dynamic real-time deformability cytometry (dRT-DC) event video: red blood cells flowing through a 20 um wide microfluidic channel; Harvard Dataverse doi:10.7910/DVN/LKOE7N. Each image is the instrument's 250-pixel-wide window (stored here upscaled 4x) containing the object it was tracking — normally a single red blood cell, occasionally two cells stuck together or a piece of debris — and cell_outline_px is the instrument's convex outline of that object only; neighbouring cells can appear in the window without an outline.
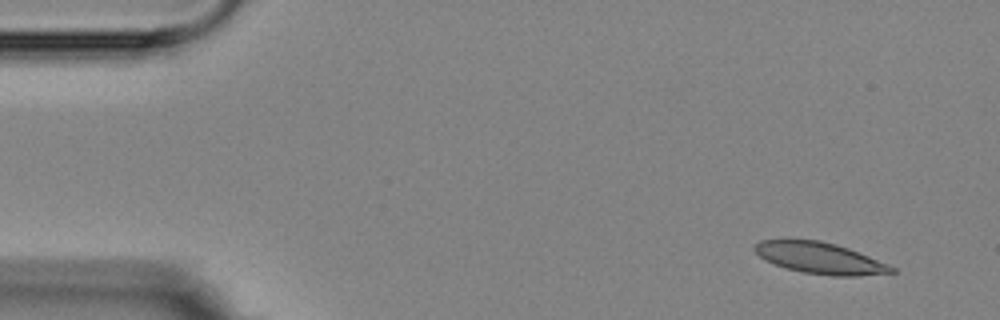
{"species": "Egyptian fruit bat (a non-hibernating species)", "species_latin": "Rousettus aegyptiacus", "temperature_condition": "room temperature", "stored_images_in_passage": 12, "camera_frame_rate_fps": 3000, "um_per_image_px": 0.085, "animal": {"sex": "female"}, "frame": {"image": 1, "passage_image": 1, "time_ms": 0.0, "image_size_px": [1000, 320], "cell_outline_px": [[896, 272], [860, 276], [832, 276], [804, 272], [788, 268], [764, 260], [752, 248], [760, 240], [820, 240], [836, 244], [848, 248], [868, 256], [896, 268]], "centroid_in_image_um": [69.71, 21.94], "position_along_channel_um": 15.3, "area_um2": 24.68}}
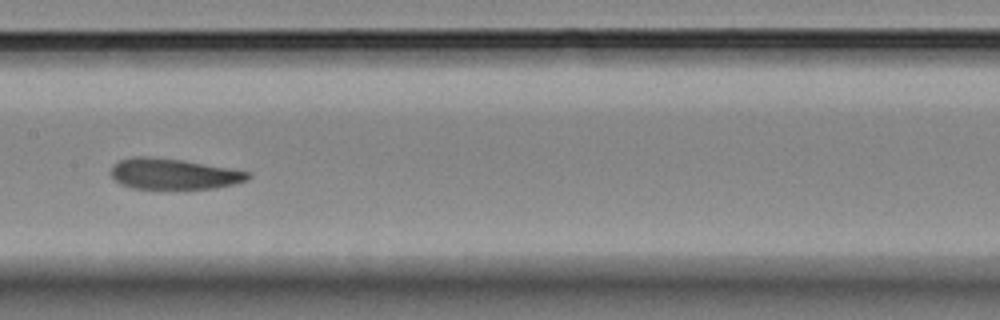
{"frame": {"image": 2, "passage_image": 7, "time_ms": 7.667, "image_size_px": [1000, 320], "cell_outline_px": [[252, 176], [248, 180], [216, 188], [132, 188], [120, 184], [112, 176], [112, 164], [120, 160], [132, 156], [148, 156], [180, 160], [228, 168], [248, 172]], "centroid_in_image_um": [14.72, 14.78], "position_along_channel_um": 192.7, "area_um2": 24.22}}
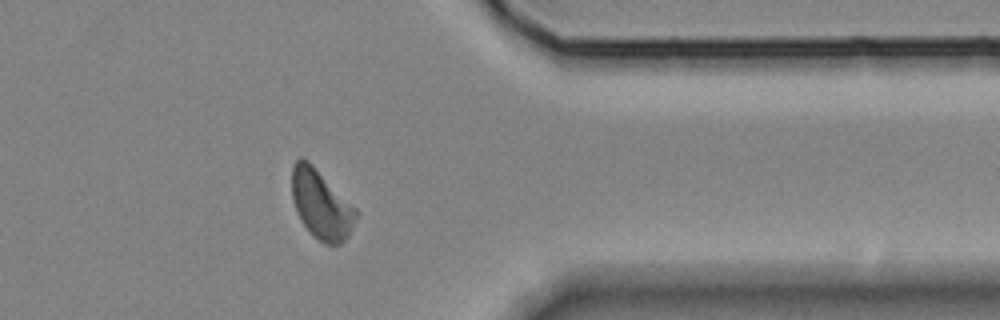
{"frame": {"image": 3, "passage_image": 12, "time_ms": 13.333, "image_size_px": [1000, 320], "cell_outline_px": [[356, 216], [348, 236], [340, 244], [332, 248], [324, 244], [312, 236], [300, 220], [296, 212], [292, 196], [292, 164], [300, 156], [308, 160], [356, 208]], "centroid_in_image_um": [27.27, 17.4], "position_along_channel_um": 384.1, "area_um2": 25.89}, "authors_computed_cell_mechanics": {"area_um2": 25.5476, "velocity_mm_per_s": 3.6244, "shape_relaxation_time_tau1_ms": 4.7515, "shape_relaxation_time_tau2_ms": 1.3424, "deformation_change_tau1": 0.1272, "deformation_change_tau2": 0.0731}}